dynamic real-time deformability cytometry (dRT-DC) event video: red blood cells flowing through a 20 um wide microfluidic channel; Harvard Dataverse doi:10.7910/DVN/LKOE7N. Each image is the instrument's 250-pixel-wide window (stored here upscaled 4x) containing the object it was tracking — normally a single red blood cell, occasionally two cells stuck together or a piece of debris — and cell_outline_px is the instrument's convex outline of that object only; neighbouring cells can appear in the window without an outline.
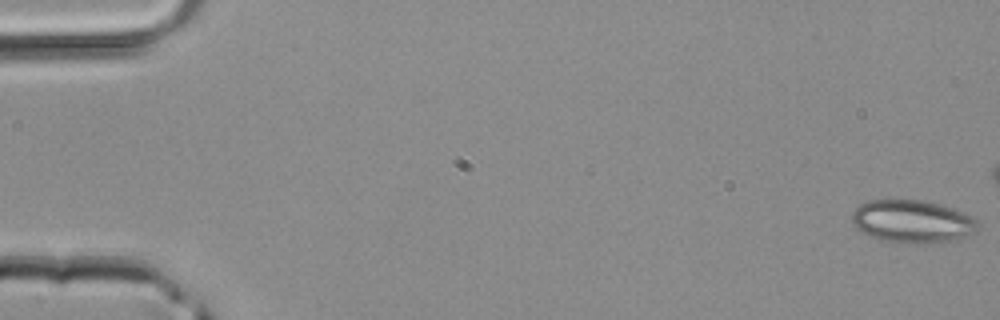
{"species": "common noctule bat (a hibernating species)", "species_latin": "Nyctalus noctula", "temperature_condition": "room temperature", "stored_images_in_passage": 39, "camera_frame_rate_fps": 3000, "um_per_image_px": 0.085, "animal": {"sex": "male", "body_mass_g": 20.4}, "frame": {"image": 1, "passage_image": 1, "time_ms": 0.0, "image_size_px": [1000, 320], "cell_outline_px": [[980, 228], [976, 232], [952, 240], [928, 244], [908, 244], [880, 240], [856, 228], [852, 224], [852, 212], [860, 204], [868, 200], [920, 200], [940, 204], [952, 208], [976, 220]], "centroid_in_image_um": [77.52, 18.84], "position_along_channel_um": 7.5, "area_um2": 31.39}}
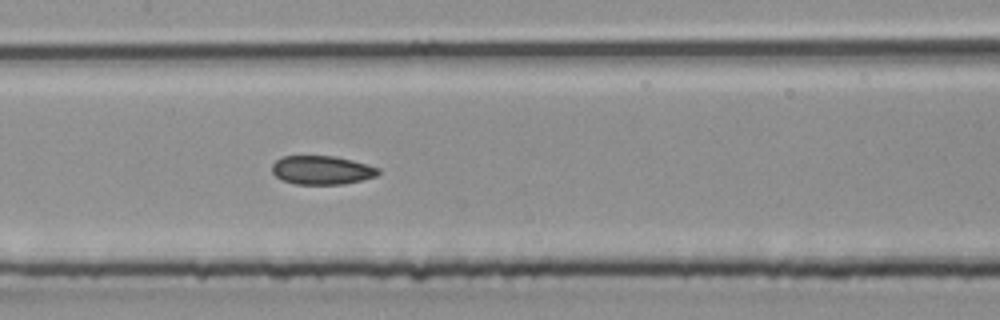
{"frame": {"image": 2, "passage_image": 22, "time_ms": 7.0, "image_size_px": [1000, 320], "cell_outline_px": [[380, 172], [376, 176], [344, 184], [296, 184], [284, 180], [276, 176], [272, 172], [272, 164], [276, 160], [284, 156], [336, 156], [368, 164], [380, 168]], "centroid_in_image_um": [27.37, 14.45], "position_along_channel_um": 180.0, "area_um2": 17.74}}
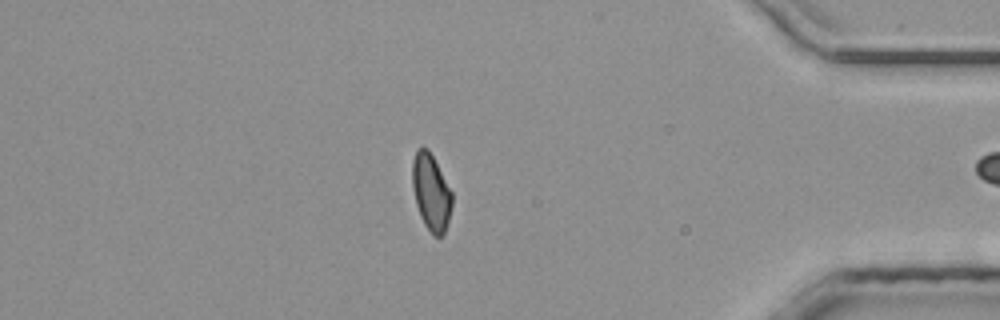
{"frame": {"image": 3, "passage_image": 38, "time_ms": 12.333, "image_size_px": [1000, 320], "cell_outline_px": [[452, 204], [448, 220], [444, 232], [440, 236], [432, 236], [424, 224], [420, 216], [416, 204], [412, 188], [412, 160], [416, 148], [428, 148], [452, 192]], "centroid_in_image_um": [36.62, 16.33], "position_along_channel_um": 398.6, "area_um2": 17.69}}